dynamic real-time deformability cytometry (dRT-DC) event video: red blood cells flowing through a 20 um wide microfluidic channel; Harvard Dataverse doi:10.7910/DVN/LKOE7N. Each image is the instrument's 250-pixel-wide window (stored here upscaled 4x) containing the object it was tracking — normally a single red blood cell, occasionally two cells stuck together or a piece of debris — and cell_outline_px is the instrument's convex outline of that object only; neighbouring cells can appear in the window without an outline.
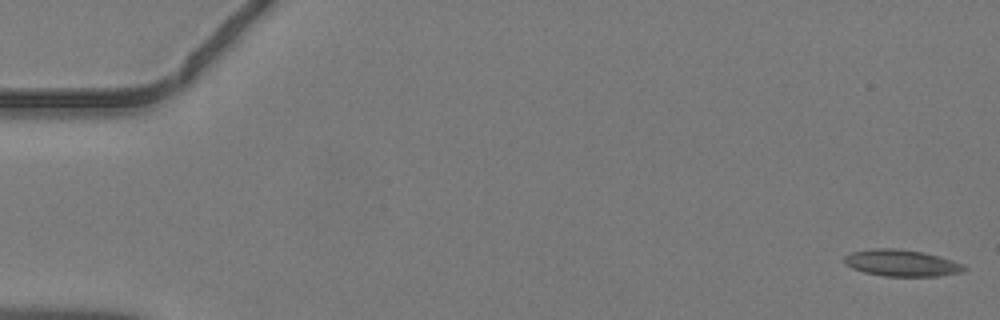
{"species": "common noctule bat (a hibernating species)", "species_latin": "Nyctalus noctula", "temperature_condition": "warm", "stored_images_in_passage": 44, "camera_frame_rate_fps": 3000, "um_per_image_px": 0.085, "animal": {"sex": "male", "body_mass_g": 19.2, "forearm_length_mm": 51.8}, "frame": {"image": 1, "passage_image": 1, "time_ms": 0.0, "image_size_px": [1000, 320], "cell_outline_px": [[968, 268], [960, 272], [940, 276], [884, 276], [864, 272], [852, 268], [844, 264], [844, 256], [852, 252], [872, 248], [896, 248], [920, 252], [952, 260], [964, 264]], "centroid_in_image_um": [76.61, 22.36], "position_along_channel_um": 8.4, "area_um2": 18.5}}
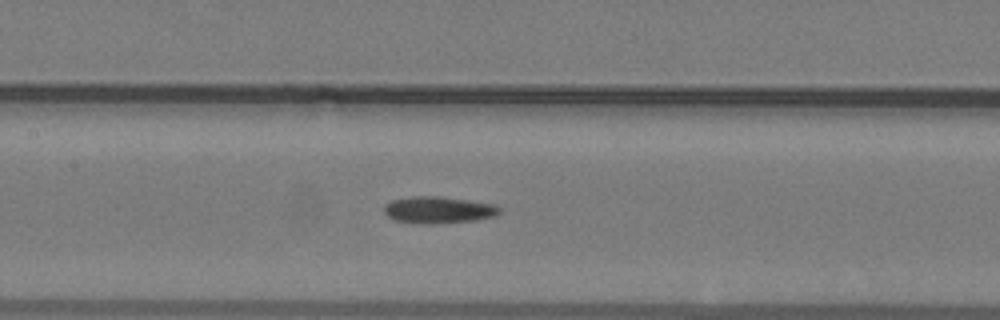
{"frame": {"image": 2, "passage_image": 22, "time_ms": 7.0, "image_size_px": [1000, 320], "cell_outline_px": [[500, 212], [496, 216], [476, 220], [440, 224], [416, 224], [396, 220], [388, 216], [384, 212], [384, 204], [392, 200], [412, 196], [440, 196], [496, 204], [500, 208]], "centroid_in_image_um": [37.27, 17.85], "position_along_channel_um": 170.1, "area_um2": 18.32}}
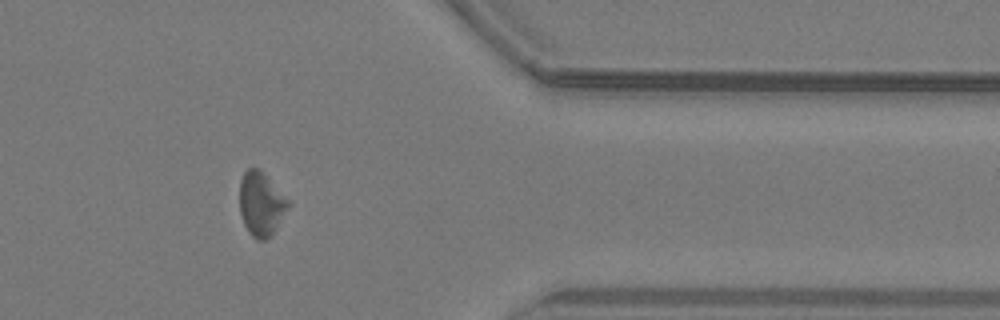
{"frame": {"image": 3, "passage_image": 38, "time_ms": 12.333, "image_size_px": [1000, 320], "cell_outline_px": [[292, 204], [272, 236], [264, 240], [256, 240], [248, 232], [244, 224], [240, 212], [240, 180], [244, 172], [248, 168], [260, 168], [292, 200]], "centroid_in_image_um": [22.26, 17.32], "position_along_channel_um": 389.1, "area_um2": 18.84}}